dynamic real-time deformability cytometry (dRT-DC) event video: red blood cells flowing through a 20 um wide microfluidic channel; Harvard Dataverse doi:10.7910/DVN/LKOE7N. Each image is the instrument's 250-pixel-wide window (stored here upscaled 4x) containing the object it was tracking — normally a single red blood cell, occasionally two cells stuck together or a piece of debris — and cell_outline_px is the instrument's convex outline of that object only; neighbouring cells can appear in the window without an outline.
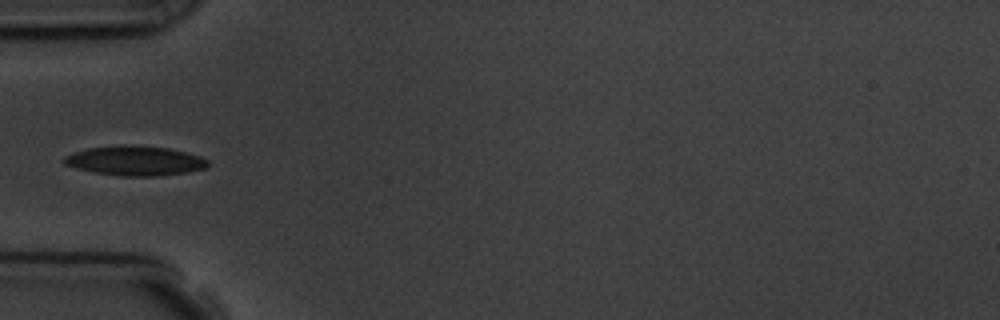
{"species": "common noctule bat (a hibernating species)", "species_latin": "Nyctalus noctula", "temperature_condition": "room temperature", "stored_images_in_passage": 7, "camera_frame_rate_fps": 3000, "um_per_image_px": 0.085, "animal": {"sex": "male", "body_mass_g": 19.5, "forearm_length_mm": 54.6}, "frame": {"image": 1, "passage_image": 6, "time_ms": 5.667, "image_size_px": [1000, 320], "cell_outline_px": [[208, 168], [184, 172], [156, 176], [120, 176], [96, 172], [76, 168], [64, 164], [64, 156], [72, 152], [88, 148], [120, 144], [128, 144], [168, 148], [200, 156], [208, 160]], "centroid_in_image_um": [11.46, 13.65], "position_along_channel_um": 73.5, "area_um2": 24.8}}